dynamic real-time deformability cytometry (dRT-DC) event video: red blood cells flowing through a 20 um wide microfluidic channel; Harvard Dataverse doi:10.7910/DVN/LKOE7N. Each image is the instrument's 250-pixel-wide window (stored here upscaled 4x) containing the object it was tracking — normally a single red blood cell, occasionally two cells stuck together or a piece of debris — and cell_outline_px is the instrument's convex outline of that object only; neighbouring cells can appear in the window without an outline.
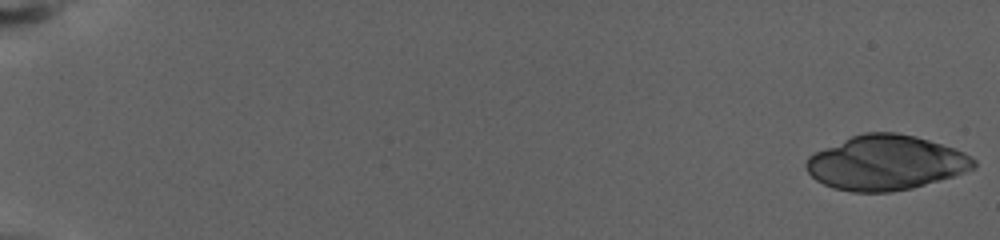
{"species": "human", "species_latin": "Homo sapiens", "temperature_condition": "warm", "stored_images_in_passage": 35, "camera_frame_rate_fps": 3000, "um_per_image_px": 0.085, "donor": {"sex": "female"}, "frame": {"image": 1, "passage_image": 1, "time_ms": 0.0, "image_size_px": [1000, 240], "cell_outline_px": [[976, 164], [972, 168], [964, 172], [952, 176], [912, 188], [888, 192], [852, 192], [832, 188], [816, 180], [808, 172], [804, 164], [808, 156], [816, 152], [852, 136], [864, 132], [896, 132], [916, 136], [964, 152], [972, 156], [976, 160]], "centroid_in_image_um": [75.27, 13.84], "position_along_channel_um": 9.7, "area_um2": 53.06}}
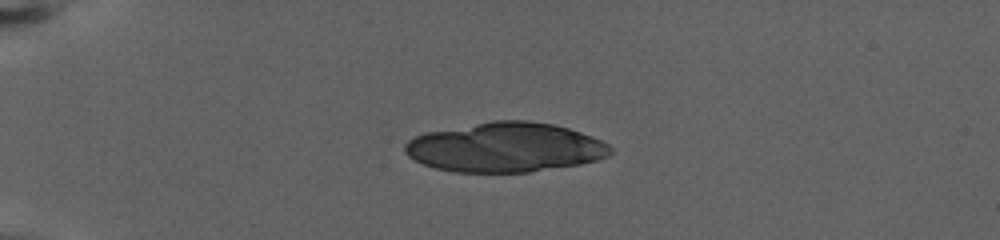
{"frame": {"image": 2, "passage_image": 20, "time_ms": 6.333, "image_size_px": [1000, 240], "cell_outline_px": [[612, 152], [608, 156], [596, 160], [580, 164], [528, 172], [456, 172], [436, 168], [424, 164], [408, 156], [404, 152], [404, 144], [408, 140], [416, 136], [428, 132], [492, 120], [528, 120], [552, 124], [568, 128], [592, 136], [608, 144], [612, 148]], "centroid_in_image_um": [42.95, 12.52], "position_along_channel_um": 42.1, "area_um2": 59.19}}